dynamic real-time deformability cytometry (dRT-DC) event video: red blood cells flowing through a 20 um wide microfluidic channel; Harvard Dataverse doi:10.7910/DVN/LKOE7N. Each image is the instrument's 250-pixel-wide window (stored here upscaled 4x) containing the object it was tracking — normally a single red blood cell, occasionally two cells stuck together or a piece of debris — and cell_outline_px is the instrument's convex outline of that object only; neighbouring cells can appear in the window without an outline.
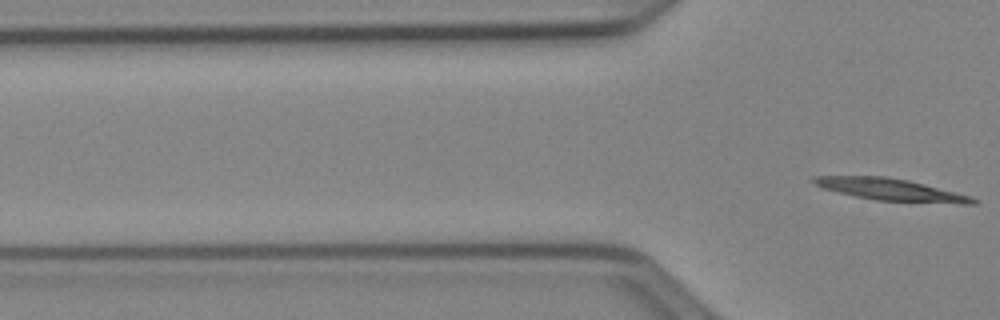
{"species": "Egyptian fruit bat (a non-hibernating species)", "species_latin": "Rousettus aegyptiacus", "temperature_condition": "cold", "stored_images_in_passage": 2, "camera_frame_rate_fps": 3000, "um_per_image_px": 0.085, "animal": {"sex": "female"}, "frame": {"image": 1, "passage_image": 2, "time_ms": 0.333, "image_size_px": [1000, 320], "cell_outline_px": [[980, 204], [960, 204], [876, 200], [856, 196], [820, 188], [812, 180], [812, 176], [884, 176], [908, 180], [972, 196], [980, 200]], "centroid_in_image_um": [75.79, 16.13], "position_along_channel_um": 50.0, "area_um2": 20.46}}